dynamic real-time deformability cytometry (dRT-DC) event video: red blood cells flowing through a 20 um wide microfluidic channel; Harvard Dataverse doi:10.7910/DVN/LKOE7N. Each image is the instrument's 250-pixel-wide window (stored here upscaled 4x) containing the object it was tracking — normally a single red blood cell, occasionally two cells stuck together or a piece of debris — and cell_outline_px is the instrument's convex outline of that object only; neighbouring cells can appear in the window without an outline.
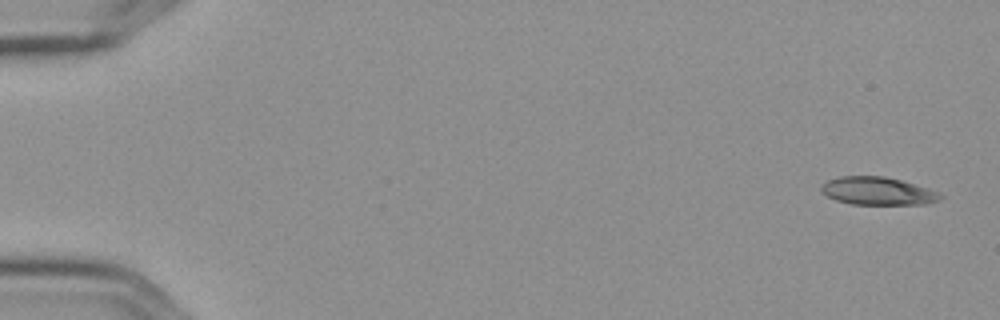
{"species": "Egyptian fruit bat (a non-hibernating species)", "species_latin": "Rousettus aegyptiacus", "temperature_condition": "cold", "stored_images_in_passage": 6, "segment_of_instrument_passage": [1, 2], "camera_frame_rate_fps": 3000, "um_per_image_px": 0.085, "frame": {"image": 1, "passage_image": 1, "time_ms": 0.0, "image_size_px": [1000, 320], "cell_outline_px": [[944, 196], [940, 200], [924, 204], [852, 204], [836, 200], [820, 192], [820, 184], [828, 180], [840, 176], [884, 176], [900, 180], [928, 188], [940, 192]], "centroid_in_image_um": [74.59, 16.23], "position_along_channel_um": 10.4, "area_um2": 19.42}}